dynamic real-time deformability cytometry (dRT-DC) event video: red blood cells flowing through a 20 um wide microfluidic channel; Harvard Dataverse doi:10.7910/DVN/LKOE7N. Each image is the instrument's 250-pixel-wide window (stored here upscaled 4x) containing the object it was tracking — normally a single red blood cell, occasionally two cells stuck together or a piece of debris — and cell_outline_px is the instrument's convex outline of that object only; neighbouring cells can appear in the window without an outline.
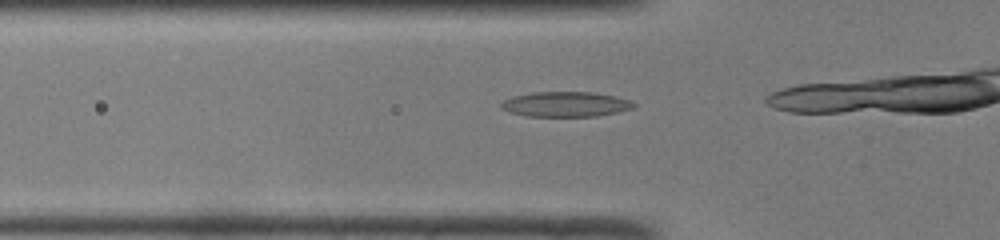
{"species": "common noctule bat (a hibernating species)", "species_latin": "Nyctalus noctula", "temperature_condition": "room temperature", "stored_images_in_passage": 14, "camera_frame_rate_fps": 3000, "um_per_image_px": 0.085, "animal": {"sex": "male", "body_mass_g": 19.0, "forearm_length_mm": 50.8}, "frame": {"image": 1, "passage_image": 12, "time_ms": 3.667, "image_size_px": [1000, 240], "cell_outline_px": [[636, 104], [632, 108], [616, 112], [596, 116], [528, 116], [508, 112], [500, 108], [500, 104], [504, 100], [512, 96], [532, 92], [592, 92], [612, 96], [628, 100]], "centroid_in_image_um": [48.0, 8.86], "position_along_channel_um": 77.8, "area_um2": 19.19}}